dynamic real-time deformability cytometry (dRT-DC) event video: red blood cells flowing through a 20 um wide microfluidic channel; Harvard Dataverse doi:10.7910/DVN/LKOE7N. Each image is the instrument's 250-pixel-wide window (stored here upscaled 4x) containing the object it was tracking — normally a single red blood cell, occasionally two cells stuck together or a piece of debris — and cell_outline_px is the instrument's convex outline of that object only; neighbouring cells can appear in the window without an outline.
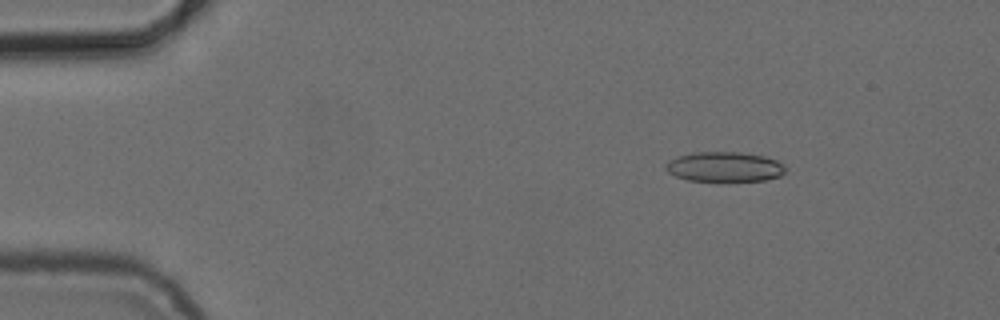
{"species": "common noctule bat (a hibernating species)", "species_latin": "Nyctalus noctula", "temperature_condition": "cold", "stored_images_in_passage": 4, "camera_frame_rate_fps": 3000, "um_per_image_px": 0.085, "animal": {"sex": "female", "body_mass_g": 24.6, "forearm_length_mm": 56.2}, "frame": {"image": 1, "passage_image": 3, "time_ms": 2.333, "image_size_px": [1000, 320], "cell_outline_px": [[788, 168], [780, 176], [764, 180], [688, 180], [676, 176], [668, 172], [664, 168], [664, 164], [668, 160], [676, 156], [692, 152], [740, 152], [764, 156], [776, 160], [784, 164]], "centroid_in_image_um": [61.56, 14.16], "position_along_channel_um": 23.4, "area_um2": 20.87}}